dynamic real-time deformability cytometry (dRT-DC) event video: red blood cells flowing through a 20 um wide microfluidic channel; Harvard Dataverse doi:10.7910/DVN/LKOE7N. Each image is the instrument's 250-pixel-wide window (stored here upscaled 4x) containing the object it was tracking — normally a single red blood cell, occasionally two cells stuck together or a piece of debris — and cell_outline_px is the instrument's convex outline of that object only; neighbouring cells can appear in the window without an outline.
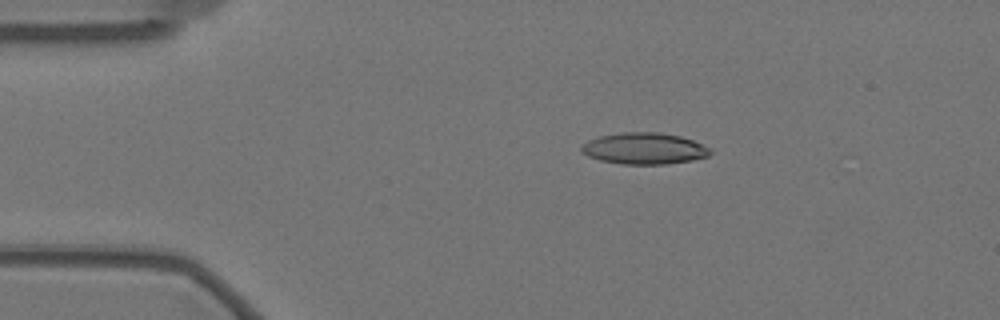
{"species": "Egyptian fruit bat (a non-hibernating species)", "species_latin": "Rousettus aegyptiacus", "temperature_condition": "warm", "stored_images_in_passage": 42, "camera_frame_rate_fps": 3000, "um_per_image_px": 0.085, "animal": {"sex": "female"}, "frame": {"image": 1, "passage_image": 11, "time_ms": 3.333, "image_size_px": [1000, 320], "cell_outline_px": [[712, 152], [708, 156], [692, 160], [664, 164], [620, 164], [600, 160], [588, 156], [580, 152], [580, 148], [588, 140], [600, 136], [624, 132], [656, 132], [680, 136], [692, 140], [708, 148]], "centroid_in_image_um": [54.72, 12.62], "position_along_channel_um": 30.3, "area_um2": 23.41}}
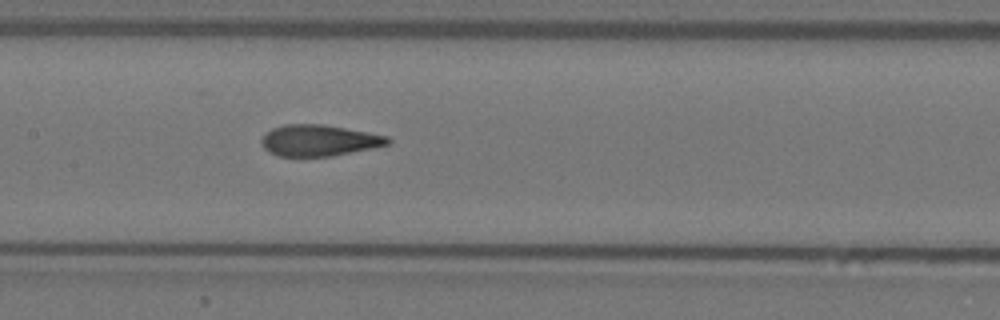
{"frame": {"image": 2, "passage_image": 28, "time_ms": 9.0, "image_size_px": [1000, 320], "cell_outline_px": [[392, 140], [388, 144], [372, 148], [332, 156], [280, 156], [268, 152], [264, 148], [260, 140], [272, 128], [284, 124], [324, 124], [388, 136]], "centroid_in_image_um": [27.11, 11.93], "position_along_channel_um": 180.3, "area_um2": 22.89}}
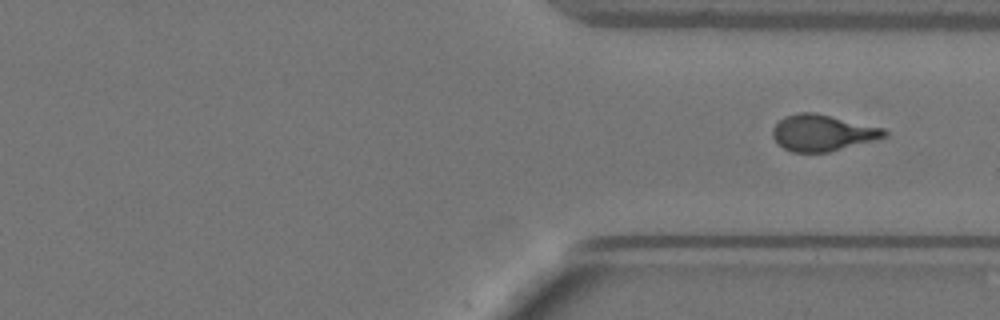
{"frame": {"image": 3, "passage_image": 42, "time_ms": 13.667, "image_size_px": [1000, 320], "cell_outline_px": [[888, 136], [828, 152], [792, 152], [784, 148], [772, 136], [772, 128], [784, 116], [800, 112], [812, 112], [884, 128], [888, 132]], "centroid_in_image_um": [69.9, 11.29], "position_along_channel_um": 341.5, "area_um2": 23.29}}